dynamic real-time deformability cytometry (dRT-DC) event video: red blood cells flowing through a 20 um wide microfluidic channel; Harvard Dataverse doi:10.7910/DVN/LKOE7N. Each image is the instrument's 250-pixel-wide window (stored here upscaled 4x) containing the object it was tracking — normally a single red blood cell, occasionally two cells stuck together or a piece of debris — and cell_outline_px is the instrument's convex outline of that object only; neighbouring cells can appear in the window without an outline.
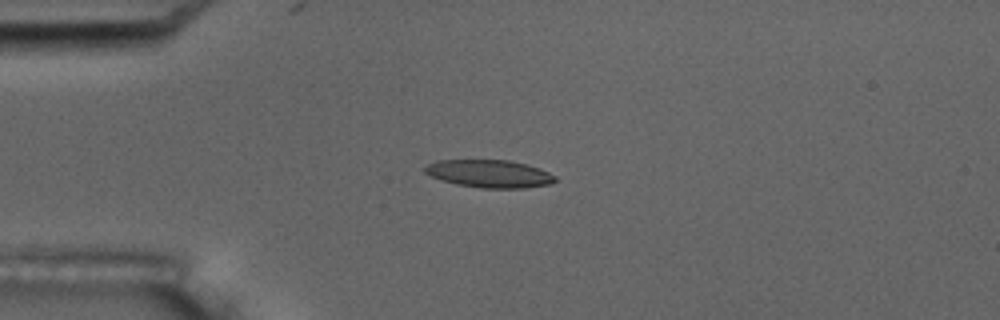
{"species": "common noctule bat (a hibernating species)", "species_latin": "Nyctalus noctula", "temperature_condition": "room temperature", "stored_images_in_passage": 7, "camera_frame_rate_fps": 3000, "um_per_image_px": 0.085, "animal": {"sex": "male", "body_mass_g": 17.5, "forearm_length_mm": 52.3}, "frame": {"image": 1, "passage_image": 1, "time_ms": 0.0, "image_size_px": [1000, 320], "cell_outline_px": [[556, 180], [552, 184], [524, 188], [480, 188], [456, 184], [440, 180], [424, 172], [424, 168], [428, 164], [436, 160], [508, 160], [540, 168], [556, 176]], "centroid_in_image_um": [41.6, 14.77], "position_along_channel_um": 43.4, "area_um2": 21.1}}
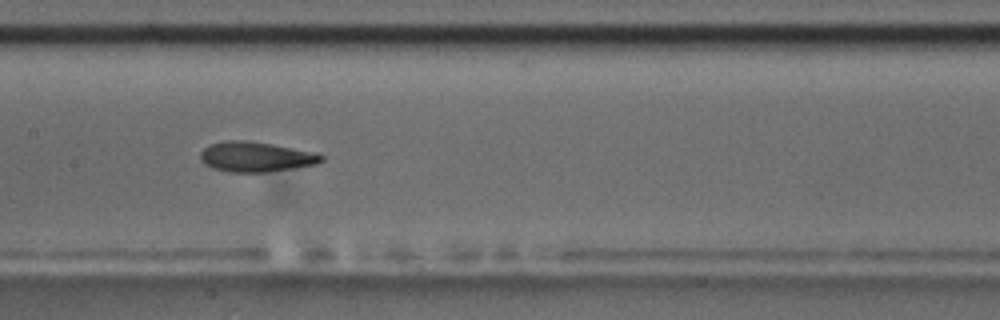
{"frame": {"image": 2, "passage_image": 5, "time_ms": 4.667, "image_size_px": [1000, 320], "cell_outline_px": [[324, 160], [316, 164], [268, 172], [232, 172], [212, 168], [204, 164], [200, 160], [200, 152], [208, 144], [224, 140], [244, 140], [272, 144], [316, 152], [324, 156]], "centroid_in_image_um": [21.72, 13.32], "position_along_channel_um": 185.7, "area_um2": 21.33}}
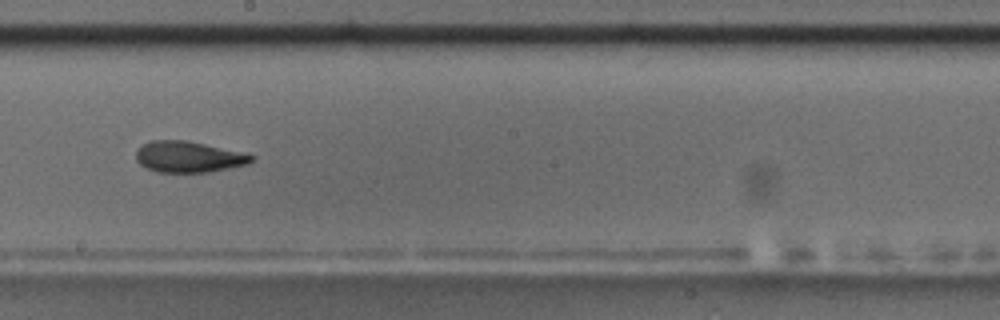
{"frame": {"image": 3, "passage_image": 6, "time_ms": 6.0, "image_size_px": [1000, 320], "cell_outline_px": [[256, 156], [248, 164], [208, 172], [156, 172], [140, 164], [136, 160], [136, 152], [144, 144], [152, 140], [188, 140], [248, 152]], "centroid_in_image_um": [16.1, 13.32], "position_along_channel_um": 232.1, "area_um2": 21.15}}